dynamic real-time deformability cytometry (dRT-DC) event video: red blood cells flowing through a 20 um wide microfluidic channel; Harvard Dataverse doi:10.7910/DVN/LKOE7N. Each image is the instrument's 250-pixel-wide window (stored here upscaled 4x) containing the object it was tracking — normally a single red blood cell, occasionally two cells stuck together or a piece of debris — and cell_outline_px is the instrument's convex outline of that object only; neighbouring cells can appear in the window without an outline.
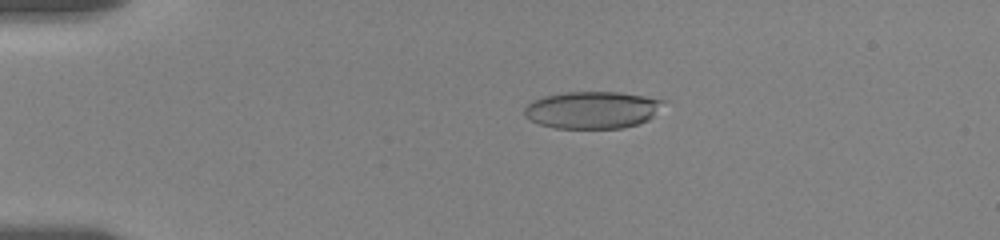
{"species": "human", "species_latin": "Homo sapiens", "temperature_condition": "room temperature", "stored_images_in_passage": 118, "camera_frame_rate_fps": 3000, "um_per_image_px": 0.085, "donor": {"sex": "female"}, "frame": {"image": 1, "passage_image": 28, "time_ms": 4.0, "image_size_px": [1000, 240], "cell_outline_px": [[668, 100], [648, 120], [624, 128], [556, 128], [540, 124], [524, 116], [524, 108], [532, 100], [544, 96], [564, 92], [620, 92]], "centroid_in_image_um": [50.35, 9.33], "position_along_channel_um": 34.7, "area_um2": 30.11}}
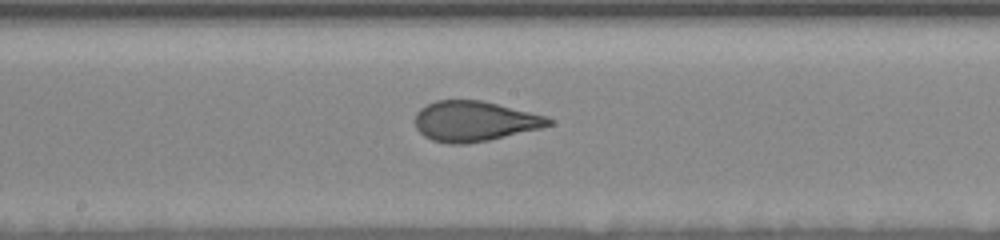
{"frame": {"image": 2, "passage_image": 56, "time_ms": 10.333, "image_size_px": [1000, 240], "cell_outline_px": [[552, 124], [540, 128], [488, 140], [464, 144], [448, 144], [432, 140], [424, 136], [416, 128], [416, 112], [420, 108], [436, 100], [480, 100], [548, 116], [552, 120]], "centroid_in_image_um": [40.31, 10.3], "position_along_channel_um": 207.9, "area_um2": 31.1}}
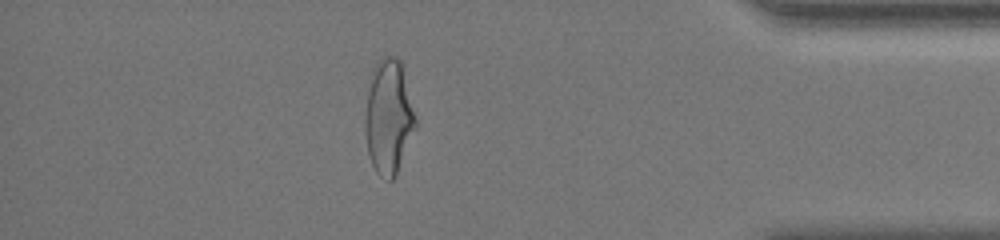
{"frame": {"image": 3, "passage_image": 100, "time_ms": 16.667, "image_size_px": [1000, 240], "cell_outline_px": [[416, 128], [396, 176], [392, 180], [388, 180], [380, 176], [376, 172], [372, 164], [368, 152], [364, 128], [364, 112], [372, 68], [380, 56], [396, 56], [400, 60], [416, 120]], "centroid_in_image_um": [33.01, 9.95], "position_along_channel_um": 402.2, "area_um2": 33.76}, "authors_computed_cell_mechanics": {"area_um2": 31.6744, "velocity_mm_per_s": 3.5531, "shape_relaxation_time_tau1_ms": 4.2106, "shape_relaxation_time_tau2_ms": 0.8002, "deformation_change_tau1": 0.1631, "deformation_change_tau2": 0.0697}}